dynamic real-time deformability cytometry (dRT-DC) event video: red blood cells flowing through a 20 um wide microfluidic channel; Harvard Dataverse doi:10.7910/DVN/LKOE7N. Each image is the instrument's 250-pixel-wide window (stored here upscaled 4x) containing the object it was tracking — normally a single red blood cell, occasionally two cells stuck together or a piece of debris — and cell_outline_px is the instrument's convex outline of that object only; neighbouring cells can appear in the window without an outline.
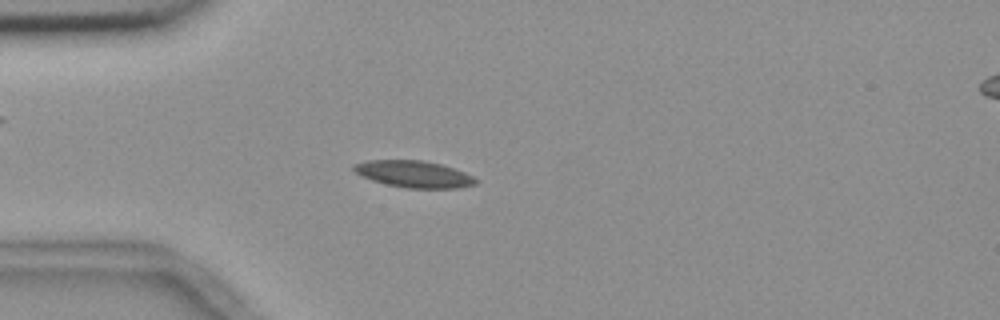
{"species": "common noctule bat (a hibernating species)", "species_latin": "Nyctalus noctula", "temperature_condition": "room temperature", "stored_images_in_passage": 55, "camera_frame_rate_fps": 3000, "um_per_image_px": 0.085, "animal": {"sex": "female", "body_mass_g": 18.4}, "frame": {"image": 1, "passage_image": 15, "time_ms": 4.667, "image_size_px": [1000, 320], "cell_outline_px": [[476, 184], [456, 188], [404, 188], [384, 184], [372, 180], [356, 172], [352, 168], [352, 164], [368, 160], [420, 160], [440, 164], [464, 172], [472, 176], [476, 180]], "centroid_in_image_um": [35.14, 14.8], "position_along_channel_um": 49.9, "area_um2": 18.84}}
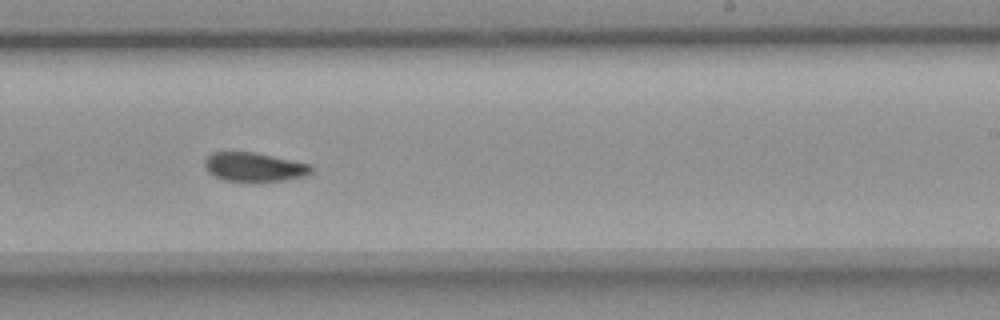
{"frame": {"image": 2, "passage_image": 34, "time_ms": 11.0, "image_size_px": [1000, 320], "cell_outline_px": [[312, 172], [304, 176], [284, 180], [256, 184], [248, 184], [224, 180], [208, 172], [204, 164], [204, 160], [212, 152], [252, 152], [308, 164], [312, 168]], "centroid_in_image_um": [21.56, 14.25], "position_along_channel_um": 267.4, "area_um2": 18.32}}
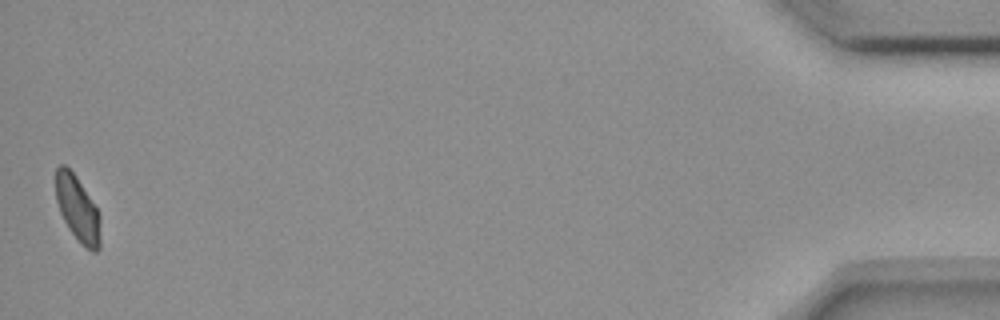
{"frame": {"image": 3, "passage_image": 55, "time_ms": 18.0, "image_size_px": [1000, 320], "cell_outline_px": [[100, 248], [96, 252], [92, 252], [84, 248], [80, 244], [68, 228], [60, 212], [56, 200], [56, 168], [60, 164], [64, 164], [76, 176], [96, 208], [100, 216]], "centroid_in_image_um": [6.6, 17.8], "position_along_channel_um": 428.6, "area_um2": 17.05}, "authors_computed_cell_mechanics": {"area_um2": 18.2648, "velocity_mm_per_s": 3.6297, "shape_relaxation_time_tau1_ms": null, "shape_relaxation_time_tau2_ms": 3.2278, "deformation_change_tau1": null, "deformation_change_tau2": 0.079}}